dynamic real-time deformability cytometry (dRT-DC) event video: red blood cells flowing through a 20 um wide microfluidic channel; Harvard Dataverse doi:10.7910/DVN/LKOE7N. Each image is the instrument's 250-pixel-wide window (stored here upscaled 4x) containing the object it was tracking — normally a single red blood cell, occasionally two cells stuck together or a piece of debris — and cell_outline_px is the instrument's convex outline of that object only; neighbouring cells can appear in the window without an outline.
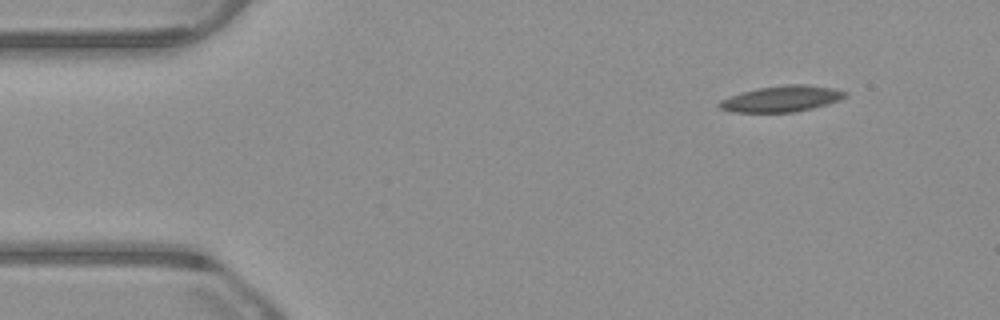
{"species": "common noctule bat (a hibernating species)", "species_latin": "Nyctalus noctula", "temperature_condition": "warm", "stored_images_in_passage": 49, "camera_frame_rate_fps": 3000, "um_per_image_px": 0.085, "animal": {"sex": "male", "body_mass_g": 23.1, "forearm_length_mm": 52.7}, "frame": {"image": 1, "passage_image": 1, "time_ms": 0.0, "image_size_px": [1000, 320], "cell_outline_px": [[848, 96], [840, 100], [828, 104], [796, 112], [732, 112], [720, 108], [716, 104], [720, 100], [744, 92], [760, 88], [788, 84], [804, 84], [832, 88], [848, 92]], "centroid_in_image_um": [66.48, 8.4], "position_along_channel_um": 18.5, "area_um2": 18.96}}
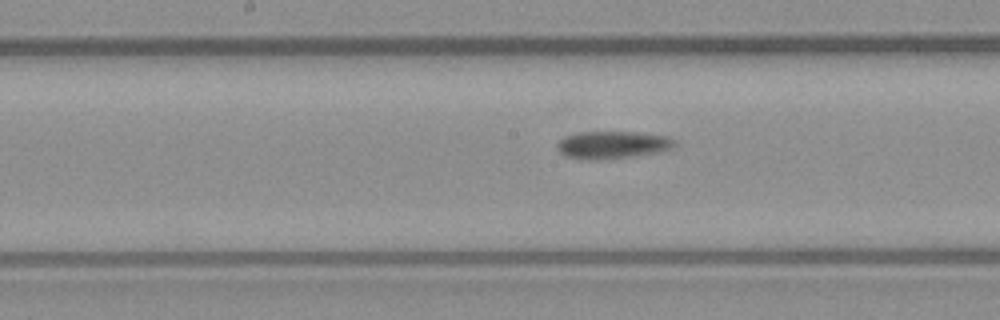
{"frame": {"image": 2, "passage_image": 22, "time_ms": 7.0, "image_size_px": [1000, 320], "cell_outline_px": [[680, 144], [676, 148], [660, 152], [636, 156], [596, 160], [580, 160], [564, 156], [556, 148], [556, 144], [560, 140], [568, 136], [580, 132], [636, 132], [668, 136], [676, 140]], "centroid_in_image_um": [52.13, 12.33], "position_along_channel_um": 196.1, "area_um2": 19.31}}
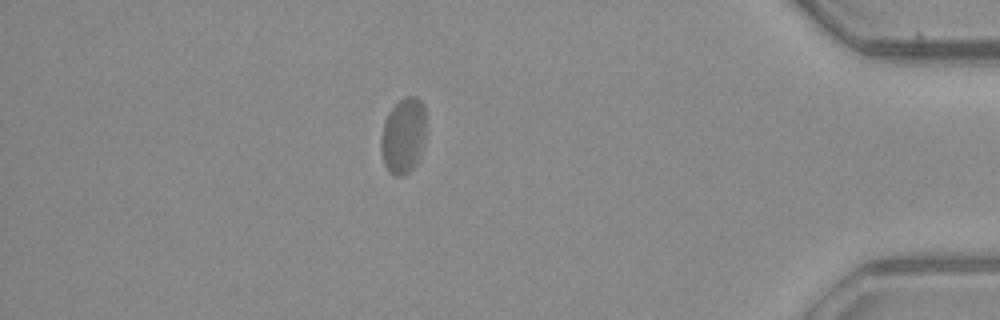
{"frame": {"image": 3, "passage_image": 42, "time_ms": 13.667, "image_size_px": [1000, 320], "cell_outline_px": [[428, 124], [424, 144], [420, 156], [416, 164], [408, 172], [400, 176], [396, 176], [388, 172], [384, 164], [380, 152], [380, 136], [384, 120], [388, 112], [404, 96], [416, 96], [424, 104]], "centroid_in_image_um": [34.3, 11.51], "position_along_channel_um": 400.9, "area_um2": 20.69}, "authors_computed_cell_mechanics": {"area_um2": 18.9006, "velocity_mm_per_s": 3.7905, "shape_relaxation_time_tau1_ms": null, "shape_relaxation_time_tau2_ms": 1.5704, "deformation_change_tau1": null, "deformation_change_tau2": 0.0402}}